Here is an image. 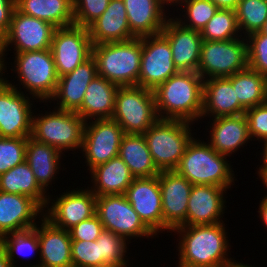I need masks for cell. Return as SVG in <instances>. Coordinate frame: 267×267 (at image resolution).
<instances>
[{
	"mask_svg": "<svg viewBox=\"0 0 267 267\" xmlns=\"http://www.w3.org/2000/svg\"><path fill=\"white\" fill-rule=\"evenodd\" d=\"M14 72L20 85L27 89L30 98L40 102H51L59 80L53 55L50 49L14 53ZM16 62V63H15ZM32 95V96H31Z\"/></svg>",
	"mask_w": 267,
	"mask_h": 267,
	"instance_id": "cell-7",
	"label": "cell"
},
{
	"mask_svg": "<svg viewBox=\"0 0 267 267\" xmlns=\"http://www.w3.org/2000/svg\"><path fill=\"white\" fill-rule=\"evenodd\" d=\"M15 86L7 80L0 88V137L28 138L32 131L33 104L28 93L26 96Z\"/></svg>",
	"mask_w": 267,
	"mask_h": 267,
	"instance_id": "cell-15",
	"label": "cell"
},
{
	"mask_svg": "<svg viewBox=\"0 0 267 267\" xmlns=\"http://www.w3.org/2000/svg\"><path fill=\"white\" fill-rule=\"evenodd\" d=\"M54 109L46 111L45 115L33 114L30 137L53 146L61 153L81 149L86 122L76 112Z\"/></svg>",
	"mask_w": 267,
	"mask_h": 267,
	"instance_id": "cell-6",
	"label": "cell"
},
{
	"mask_svg": "<svg viewBox=\"0 0 267 267\" xmlns=\"http://www.w3.org/2000/svg\"><path fill=\"white\" fill-rule=\"evenodd\" d=\"M89 173H91V182L94 183L89 189L96 196L123 195L135 179L119 156L96 166Z\"/></svg>",
	"mask_w": 267,
	"mask_h": 267,
	"instance_id": "cell-29",
	"label": "cell"
},
{
	"mask_svg": "<svg viewBox=\"0 0 267 267\" xmlns=\"http://www.w3.org/2000/svg\"><path fill=\"white\" fill-rule=\"evenodd\" d=\"M219 9L236 10L240 0H211Z\"/></svg>",
	"mask_w": 267,
	"mask_h": 267,
	"instance_id": "cell-47",
	"label": "cell"
},
{
	"mask_svg": "<svg viewBox=\"0 0 267 267\" xmlns=\"http://www.w3.org/2000/svg\"><path fill=\"white\" fill-rule=\"evenodd\" d=\"M118 156L126 163L134 178L155 177L161 172L154 164L143 134H124Z\"/></svg>",
	"mask_w": 267,
	"mask_h": 267,
	"instance_id": "cell-31",
	"label": "cell"
},
{
	"mask_svg": "<svg viewBox=\"0 0 267 267\" xmlns=\"http://www.w3.org/2000/svg\"><path fill=\"white\" fill-rule=\"evenodd\" d=\"M56 27L44 20L28 16L15 8L7 33L0 40L5 54L10 45L15 53L50 49ZM9 46V47H8Z\"/></svg>",
	"mask_w": 267,
	"mask_h": 267,
	"instance_id": "cell-11",
	"label": "cell"
},
{
	"mask_svg": "<svg viewBox=\"0 0 267 267\" xmlns=\"http://www.w3.org/2000/svg\"><path fill=\"white\" fill-rule=\"evenodd\" d=\"M143 223L155 234L163 232L161 190L158 175L135 178L124 194Z\"/></svg>",
	"mask_w": 267,
	"mask_h": 267,
	"instance_id": "cell-18",
	"label": "cell"
},
{
	"mask_svg": "<svg viewBox=\"0 0 267 267\" xmlns=\"http://www.w3.org/2000/svg\"><path fill=\"white\" fill-rule=\"evenodd\" d=\"M15 8L16 0H0V40L9 29Z\"/></svg>",
	"mask_w": 267,
	"mask_h": 267,
	"instance_id": "cell-46",
	"label": "cell"
},
{
	"mask_svg": "<svg viewBox=\"0 0 267 267\" xmlns=\"http://www.w3.org/2000/svg\"><path fill=\"white\" fill-rule=\"evenodd\" d=\"M163 231L186 226L187 205L192 184L175 170H162L159 175Z\"/></svg>",
	"mask_w": 267,
	"mask_h": 267,
	"instance_id": "cell-17",
	"label": "cell"
},
{
	"mask_svg": "<svg viewBox=\"0 0 267 267\" xmlns=\"http://www.w3.org/2000/svg\"><path fill=\"white\" fill-rule=\"evenodd\" d=\"M16 8L56 28L74 25L73 0H16Z\"/></svg>",
	"mask_w": 267,
	"mask_h": 267,
	"instance_id": "cell-33",
	"label": "cell"
},
{
	"mask_svg": "<svg viewBox=\"0 0 267 267\" xmlns=\"http://www.w3.org/2000/svg\"><path fill=\"white\" fill-rule=\"evenodd\" d=\"M27 138L0 137V175L25 161Z\"/></svg>",
	"mask_w": 267,
	"mask_h": 267,
	"instance_id": "cell-40",
	"label": "cell"
},
{
	"mask_svg": "<svg viewBox=\"0 0 267 267\" xmlns=\"http://www.w3.org/2000/svg\"><path fill=\"white\" fill-rule=\"evenodd\" d=\"M210 142L208 144L218 153L230 157L233 152L243 148L250 140L245 114L211 118ZM231 154V155H230Z\"/></svg>",
	"mask_w": 267,
	"mask_h": 267,
	"instance_id": "cell-25",
	"label": "cell"
},
{
	"mask_svg": "<svg viewBox=\"0 0 267 267\" xmlns=\"http://www.w3.org/2000/svg\"><path fill=\"white\" fill-rule=\"evenodd\" d=\"M99 242V250L101 256V265L112 264L118 267H127V244L126 239L109 231L103 230L96 239Z\"/></svg>",
	"mask_w": 267,
	"mask_h": 267,
	"instance_id": "cell-39",
	"label": "cell"
},
{
	"mask_svg": "<svg viewBox=\"0 0 267 267\" xmlns=\"http://www.w3.org/2000/svg\"><path fill=\"white\" fill-rule=\"evenodd\" d=\"M248 67L267 78V35L260 32L246 37Z\"/></svg>",
	"mask_w": 267,
	"mask_h": 267,
	"instance_id": "cell-41",
	"label": "cell"
},
{
	"mask_svg": "<svg viewBox=\"0 0 267 267\" xmlns=\"http://www.w3.org/2000/svg\"><path fill=\"white\" fill-rule=\"evenodd\" d=\"M128 25L136 38L161 33L169 16L162 0H123Z\"/></svg>",
	"mask_w": 267,
	"mask_h": 267,
	"instance_id": "cell-26",
	"label": "cell"
},
{
	"mask_svg": "<svg viewBox=\"0 0 267 267\" xmlns=\"http://www.w3.org/2000/svg\"><path fill=\"white\" fill-rule=\"evenodd\" d=\"M71 257L73 267L101 265L99 242L72 240Z\"/></svg>",
	"mask_w": 267,
	"mask_h": 267,
	"instance_id": "cell-43",
	"label": "cell"
},
{
	"mask_svg": "<svg viewBox=\"0 0 267 267\" xmlns=\"http://www.w3.org/2000/svg\"><path fill=\"white\" fill-rule=\"evenodd\" d=\"M88 31L93 45L136 38L129 28L123 0H110L106 10L88 27Z\"/></svg>",
	"mask_w": 267,
	"mask_h": 267,
	"instance_id": "cell-24",
	"label": "cell"
},
{
	"mask_svg": "<svg viewBox=\"0 0 267 267\" xmlns=\"http://www.w3.org/2000/svg\"><path fill=\"white\" fill-rule=\"evenodd\" d=\"M119 86L97 75L89 84L76 113L85 121L111 119Z\"/></svg>",
	"mask_w": 267,
	"mask_h": 267,
	"instance_id": "cell-28",
	"label": "cell"
},
{
	"mask_svg": "<svg viewBox=\"0 0 267 267\" xmlns=\"http://www.w3.org/2000/svg\"><path fill=\"white\" fill-rule=\"evenodd\" d=\"M24 267H25V266H24ZM27 267H28V266H27ZM29 267H41V266H38L37 264H36V265L34 264V265H32V266L29 265Z\"/></svg>",
	"mask_w": 267,
	"mask_h": 267,
	"instance_id": "cell-57",
	"label": "cell"
},
{
	"mask_svg": "<svg viewBox=\"0 0 267 267\" xmlns=\"http://www.w3.org/2000/svg\"><path fill=\"white\" fill-rule=\"evenodd\" d=\"M61 153L51 145L27 138L25 161L29 164L39 186L47 192L60 168ZM58 170V171H57Z\"/></svg>",
	"mask_w": 267,
	"mask_h": 267,
	"instance_id": "cell-30",
	"label": "cell"
},
{
	"mask_svg": "<svg viewBox=\"0 0 267 267\" xmlns=\"http://www.w3.org/2000/svg\"><path fill=\"white\" fill-rule=\"evenodd\" d=\"M97 76V64L93 56L72 72L59 77L56 91L50 100L57 101L55 108L76 112L83 103L86 89Z\"/></svg>",
	"mask_w": 267,
	"mask_h": 267,
	"instance_id": "cell-22",
	"label": "cell"
},
{
	"mask_svg": "<svg viewBox=\"0 0 267 267\" xmlns=\"http://www.w3.org/2000/svg\"><path fill=\"white\" fill-rule=\"evenodd\" d=\"M261 143H264V147H263V151H262V165L259 167V170H267V141H264V142H261Z\"/></svg>",
	"mask_w": 267,
	"mask_h": 267,
	"instance_id": "cell-51",
	"label": "cell"
},
{
	"mask_svg": "<svg viewBox=\"0 0 267 267\" xmlns=\"http://www.w3.org/2000/svg\"><path fill=\"white\" fill-rule=\"evenodd\" d=\"M259 32L264 34V35H267V20L265 21L263 27L261 28V30Z\"/></svg>",
	"mask_w": 267,
	"mask_h": 267,
	"instance_id": "cell-55",
	"label": "cell"
},
{
	"mask_svg": "<svg viewBox=\"0 0 267 267\" xmlns=\"http://www.w3.org/2000/svg\"><path fill=\"white\" fill-rule=\"evenodd\" d=\"M178 4V7L184 6L182 9L187 16L183 15L184 22L182 18L175 19L182 26L200 32L219 9L211 0H181Z\"/></svg>",
	"mask_w": 267,
	"mask_h": 267,
	"instance_id": "cell-38",
	"label": "cell"
},
{
	"mask_svg": "<svg viewBox=\"0 0 267 267\" xmlns=\"http://www.w3.org/2000/svg\"><path fill=\"white\" fill-rule=\"evenodd\" d=\"M239 104L231 80L225 78H209L203 81V109L201 118L237 116L245 113Z\"/></svg>",
	"mask_w": 267,
	"mask_h": 267,
	"instance_id": "cell-27",
	"label": "cell"
},
{
	"mask_svg": "<svg viewBox=\"0 0 267 267\" xmlns=\"http://www.w3.org/2000/svg\"><path fill=\"white\" fill-rule=\"evenodd\" d=\"M178 72L169 41L162 33L142 37L138 86L154 90Z\"/></svg>",
	"mask_w": 267,
	"mask_h": 267,
	"instance_id": "cell-14",
	"label": "cell"
},
{
	"mask_svg": "<svg viewBox=\"0 0 267 267\" xmlns=\"http://www.w3.org/2000/svg\"><path fill=\"white\" fill-rule=\"evenodd\" d=\"M225 191L226 188L219 186L193 185L187 205L186 226L223 222L220 218L226 207Z\"/></svg>",
	"mask_w": 267,
	"mask_h": 267,
	"instance_id": "cell-21",
	"label": "cell"
},
{
	"mask_svg": "<svg viewBox=\"0 0 267 267\" xmlns=\"http://www.w3.org/2000/svg\"><path fill=\"white\" fill-rule=\"evenodd\" d=\"M167 6L178 5L181 0H162Z\"/></svg>",
	"mask_w": 267,
	"mask_h": 267,
	"instance_id": "cell-54",
	"label": "cell"
},
{
	"mask_svg": "<svg viewBox=\"0 0 267 267\" xmlns=\"http://www.w3.org/2000/svg\"><path fill=\"white\" fill-rule=\"evenodd\" d=\"M110 0H73L74 25L88 28L106 10Z\"/></svg>",
	"mask_w": 267,
	"mask_h": 267,
	"instance_id": "cell-42",
	"label": "cell"
},
{
	"mask_svg": "<svg viewBox=\"0 0 267 267\" xmlns=\"http://www.w3.org/2000/svg\"><path fill=\"white\" fill-rule=\"evenodd\" d=\"M247 67L246 38L202 42L197 73L203 80L230 77Z\"/></svg>",
	"mask_w": 267,
	"mask_h": 267,
	"instance_id": "cell-9",
	"label": "cell"
},
{
	"mask_svg": "<svg viewBox=\"0 0 267 267\" xmlns=\"http://www.w3.org/2000/svg\"><path fill=\"white\" fill-rule=\"evenodd\" d=\"M37 226L41 267H73L70 232L56 227L44 216Z\"/></svg>",
	"mask_w": 267,
	"mask_h": 267,
	"instance_id": "cell-23",
	"label": "cell"
},
{
	"mask_svg": "<svg viewBox=\"0 0 267 267\" xmlns=\"http://www.w3.org/2000/svg\"><path fill=\"white\" fill-rule=\"evenodd\" d=\"M203 81L197 72H178L158 85L153 90L158 118L192 124L201 119Z\"/></svg>",
	"mask_w": 267,
	"mask_h": 267,
	"instance_id": "cell-2",
	"label": "cell"
},
{
	"mask_svg": "<svg viewBox=\"0 0 267 267\" xmlns=\"http://www.w3.org/2000/svg\"><path fill=\"white\" fill-rule=\"evenodd\" d=\"M112 119L125 134H144L159 119L153 90L140 86L119 87Z\"/></svg>",
	"mask_w": 267,
	"mask_h": 267,
	"instance_id": "cell-8",
	"label": "cell"
},
{
	"mask_svg": "<svg viewBox=\"0 0 267 267\" xmlns=\"http://www.w3.org/2000/svg\"><path fill=\"white\" fill-rule=\"evenodd\" d=\"M141 55L142 37L92 47L97 75L119 87L138 86Z\"/></svg>",
	"mask_w": 267,
	"mask_h": 267,
	"instance_id": "cell-4",
	"label": "cell"
},
{
	"mask_svg": "<svg viewBox=\"0 0 267 267\" xmlns=\"http://www.w3.org/2000/svg\"><path fill=\"white\" fill-rule=\"evenodd\" d=\"M124 134L121 126L112 118L86 122L81 151L89 171L118 156Z\"/></svg>",
	"mask_w": 267,
	"mask_h": 267,
	"instance_id": "cell-13",
	"label": "cell"
},
{
	"mask_svg": "<svg viewBox=\"0 0 267 267\" xmlns=\"http://www.w3.org/2000/svg\"><path fill=\"white\" fill-rule=\"evenodd\" d=\"M259 178L262 180V183L264 186H266L267 189V170H257ZM267 197V195H265Z\"/></svg>",
	"mask_w": 267,
	"mask_h": 267,
	"instance_id": "cell-52",
	"label": "cell"
},
{
	"mask_svg": "<svg viewBox=\"0 0 267 267\" xmlns=\"http://www.w3.org/2000/svg\"><path fill=\"white\" fill-rule=\"evenodd\" d=\"M190 122L158 119L143 135L156 167L174 170L194 138Z\"/></svg>",
	"mask_w": 267,
	"mask_h": 267,
	"instance_id": "cell-5",
	"label": "cell"
},
{
	"mask_svg": "<svg viewBox=\"0 0 267 267\" xmlns=\"http://www.w3.org/2000/svg\"><path fill=\"white\" fill-rule=\"evenodd\" d=\"M92 267H118L112 264H103V265H96V266H92Z\"/></svg>",
	"mask_w": 267,
	"mask_h": 267,
	"instance_id": "cell-56",
	"label": "cell"
},
{
	"mask_svg": "<svg viewBox=\"0 0 267 267\" xmlns=\"http://www.w3.org/2000/svg\"><path fill=\"white\" fill-rule=\"evenodd\" d=\"M259 205V218L262 219V223L267 227V197H264Z\"/></svg>",
	"mask_w": 267,
	"mask_h": 267,
	"instance_id": "cell-48",
	"label": "cell"
},
{
	"mask_svg": "<svg viewBox=\"0 0 267 267\" xmlns=\"http://www.w3.org/2000/svg\"><path fill=\"white\" fill-rule=\"evenodd\" d=\"M0 246L6 251L12 267H17L16 255L26 257L39 250L37 224L34 228L4 235L0 239Z\"/></svg>",
	"mask_w": 267,
	"mask_h": 267,
	"instance_id": "cell-37",
	"label": "cell"
},
{
	"mask_svg": "<svg viewBox=\"0 0 267 267\" xmlns=\"http://www.w3.org/2000/svg\"><path fill=\"white\" fill-rule=\"evenodd\" d=\"M236 18L240 34L247 37L259 32L267 20L265 0H240L236 8Z\"/></svg>",
	"mask_w": 267,
	"mask_h": 267,
	"instance_id": "cell-36",
	"label": "cell"
},
{
	"mask_svg": "<svg viewBox=\"0 0 267 267\" xmlns=\"http://www.w3.org/2000/svg\"><path fill=\"white\" fill-rule=\"evenodd\" d=\"M226 158L227 156L216 152L204 140L193 138L174 170L192 185H213L230 189L235 177Z\"/></svg>",
	"mask_w": 267,
	"mask_h": 267,
	"instance_id": "cell-3",
	"label": "cell"
},
{
	"mask_svg": "<svg viewBox=\"0 0 267 267\" xmlns=\"http://www.w3.org/2000/svg\"><path fill=\"white\" fill-rule=\"evenodd\" d=\"M237 24L236 11L218 9L213 18L201 31L203 41H228L241 38Z\"/></svg>",
	"mask_w": 267,
	"mask_h": 267,
	"instance_id": "cell-35",
	"label": "cell"
},
{
	"mask_svg": "<svg viewBox=\"0 0 267 267\" xmlns=\"http://www.w3.org/2000/svg\"><path fill=\"white\" fill-rule=\"evenodd\" d=\"M92 41L88 28L71 25L56 28L50 50L59 77L72 72L92 56Z\"/></svg>",
	"mask_w": 267,
	"mask_h": 267,
	"instance_id": "cell-12",
	"label": "cell"
},
{
	"mask_svg": "<svg viewBox=\"0 0 267 267\" xmlns=\"http://www.w3.org/2000/svg\"><path fill=\"white\" fill-rule=\"evenodd\" d=\"M0 191L28 196L43 210L50 206L51 196L39 186L26 161L0 175Z\"/></svg>",
	"mask_w": 267,
	"mask_h": 267,
	"instance_id": "cell-32",
	"label": "cell"
},
{
	"mask_svg": "<svg viewBox=\"0 0 267 267\" xmlns=\"http://www.w3.org/2000/svg\"><path fill=\"white\" fill-rule=\"evenodd\" d=\"M96 198L89 187L85 190L76 188L66 191L59 194L57 199H52L51 207L44 208L43 216L56 227L69 231L96 214Z\"/></svg>",
	"mask_w": 267,
	"mask_h": 267,
	"instance_id": "cell-16",
	"label": "cell"
},
{
	"mask_svg": "<svg viewBox=\"0 0 267 267\" xmlns=\"http://www.w3.org/2000/svg\"><path fill=\"white\" fill-rule=\"evenodd\" d=\"M4 56H6V55L2 52V50L0 48V88L7 82L6 78L2 77V75L4 73L3 71L6 70V67H7V66H5V63H4L5 58H6Z\"/></svg>",
	"mask_w": 267,
	"mask_h": 267,
	"instance_id": "cell-49",
	"label": "cell"
},
{
	"mask_svg": "<svg viewBox=\"0 0 267 267\" xmlns=\"http://www.w3.org/2000/svg\"><path fill=\"white\" fill-rule=\"evenodd\" d=\"M223 223L176 227L172 232L181 237L177 267H226L232 262L227 254L231 245Z\"/></svg>",
	"mask_w": 267,
	"mask_h": 267,
	"instance_id": "cell-1",
	"label": "cell"
},
{
	"mask_svg": "<svg viewBox=\"0 0 267 267\" xmlns=\"http://www.w3.org/2000/svg\"><path fill=\"white\" fill-rule=\"evenodd\" d=\"M161 33L168 39L173 63L179 72H197L203 39L201 32L168 18Z\"/></svg>",
	"mask_w": 267,
	"mask_h": 267,
	"instance_id": "cell-19",
	"label": "cell"
},
{
	"mask_svg": "<svg viewBox=\"0 0 267 267\" xmlns=\"http://www.w3.org/2000/svg\"><path fill=\"white\" fill-rule=\"evenodd\" d=\"M96 215L105 230L123 237L127 242L133 237L140 239L155 236L140 219L124 194L97 196Z\"/></svg>",
	"mask_w": 267,
	"mask_h": 267,
	"instance_id": "cell-10",
	"label": "cell"
},
{
	"mask_svg": "<svg viewBox=\"0 0 267 267\" xmlns=\"http://www.w3.org/2000/svg\"><path fill=\"white\" fill-rule=\"evenodd\" d=\"M250 140L267 141V101L245 111ZM256 137V138H255Z\"/></svg>",
	"mask_w": 267,
	"mask_h": 267,
	"instance_id": "cell-44",
	"label": "cell"
},
{
	"mask_svg": "<svg viewBox=\"0 0 267 267\" xmlns=\"http://www.w3.org/2000/svg\"><path fill=\"white\" fill-rule=\"evenodd\" d=\"M103 230V224L95 214L91 218L75 225L69 232L71 240L95 241Z\"/></svg>",
	"mask_w": 267,
	"mask_h": 267,
	"instance_id": "cell-45",
	"label": "cell"
},
{
	"mask_svg": "<svg viewBox=\"0 0 267 267\" xmlns=\"http://www.w3.org/2000/svg\"><path fill=\"white\" fill-rule=\"evenodd\" d=\"M41 213V214H40ZM43 209L30 197L0 191V239L7 234L34 228Z\"/></svg>",
	"mask_w": 267,
	"mask_h": 267,
	"instance_id": "cell-20",
	"label": "cell"
},
{
	"mask_svg": "<svg viewBox=\"0 0 267 267\" xmlns=\"http://www.w3.org/2000/svg\"><path fill=\"white\" fill-rule=\"evenodd\" d=\"M0 267H12L6 251L0 246Z\"/></svg>",
	"mask_w": 267,
	"mask_h": 267,
	"instance_id": "cell-50",
	"label": "cell"
},
{
	"mask_svg": "<svg viewBox=\"0 0 267 267\" xmlns=\"http://www.w3.org/2000/svg\"><path fill=\"white\" fill-rule=\"evenodd\" d=\"M228 78L245 110L267 101V78L259 72L247 67Z\"/></svg>",
	"mask_w": 267,
	"mask_h": 267,
	"instance_id": "cell-34",
	"label": "cell"
},
{
	"mask_svg": "<svg viewBox=\"0 0 267 267\" xmlns=\"http://www.w3.org/2000/svg\"><path fill=\"white\" fill-rule=\"evenodd\" d=\"M236 260H233L230 262L226 267H252V265L243 264L240 261L235 262Z\"/></svg>",
	"mask_w": 267,
	"mask_h": 267,
	"instance_id": "cell-53",
	"label": "cell"
}]
</instances>
